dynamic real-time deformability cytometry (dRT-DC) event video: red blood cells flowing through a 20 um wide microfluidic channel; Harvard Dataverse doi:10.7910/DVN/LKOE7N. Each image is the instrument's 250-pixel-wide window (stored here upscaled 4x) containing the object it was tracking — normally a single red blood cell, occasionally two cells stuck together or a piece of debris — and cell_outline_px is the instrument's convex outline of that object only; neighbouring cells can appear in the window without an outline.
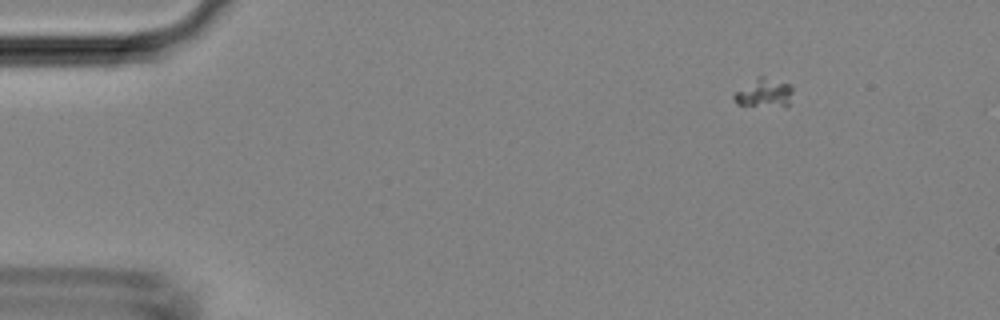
{"species": "Egyptian fruit bat (a non-hibernating species)", "species_latin": "Rousettus aegyptiacus", "temperature_condition": "room temperature", "stored_images_in_passage": 45, "camera_frame_rate_fps": 3000, "um_per_image_px": 0.085, "animal": {"sex": "female"}, "frame": {"image": 1, "passage_image": 3, "time_ms": 0.667, "image_size_px": [1000, 320], "cell_outline_px": [[792, 92], [788, 108], [736, 104], [732, 96], [736, 92], [756, 76], [764, 76], [788, 84], [792, 88]], "centroid_in_image_um": [64.96, 7.92], "position_along_channel_um": 20.0, "area_um2": 10.0}}